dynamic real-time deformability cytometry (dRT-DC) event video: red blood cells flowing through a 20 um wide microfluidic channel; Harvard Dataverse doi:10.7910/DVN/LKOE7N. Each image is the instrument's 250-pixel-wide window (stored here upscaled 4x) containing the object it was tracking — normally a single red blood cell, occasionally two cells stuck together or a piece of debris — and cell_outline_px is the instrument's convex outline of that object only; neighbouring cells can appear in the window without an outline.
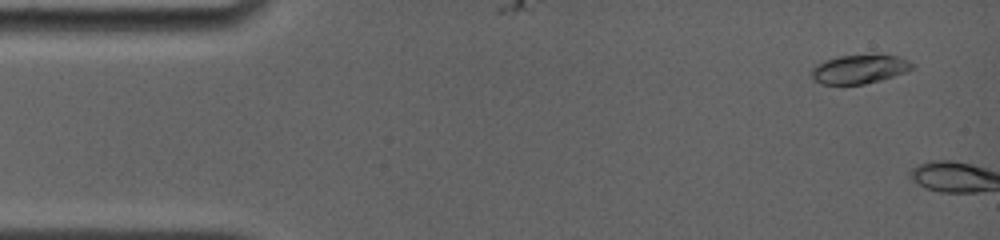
{"species": "common noctule bat (a hibernating species)", "species_latin": "Nyctalus noctula", "temperature_condition": "room temperature", "stored_images_in_passage": 3, "camera_frame_rate_fps": 4000, "um_per_image_px": 0.085, "animal": {"sex": "female", "body_mass_g": 19.0, "forearm_length_mm": 56.7}, "frame": {"image": 1, "passage_image": 2, "time_ms": 0.5, "image_size_px": [1000, 240], "cell_outline_px": [[916, 68], [880, 80], [864, 84], [820, 84], [812, 80], [808, 72], [816, 64], [824, 60], [840, 56], [900, 56], [916, 64]], "centroid_in_image_um": [73.0, 5.89], "position_along_channel_um": 12.0, "area_um2": 16.94}}